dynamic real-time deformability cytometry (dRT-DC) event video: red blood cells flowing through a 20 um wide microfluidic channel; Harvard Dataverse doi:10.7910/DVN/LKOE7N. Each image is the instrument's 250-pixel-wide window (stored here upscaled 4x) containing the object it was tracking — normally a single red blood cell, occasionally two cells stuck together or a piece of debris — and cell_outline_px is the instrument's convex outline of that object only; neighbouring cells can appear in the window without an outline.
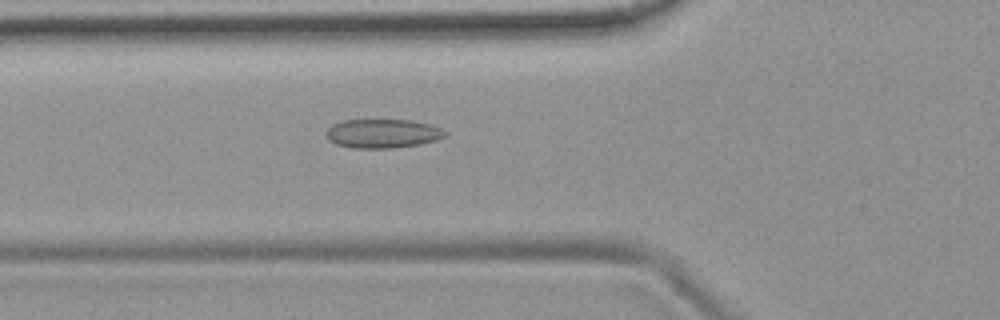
{"species": "common noctule bat (a hibernating species)", "species_latin": "Nyctalus noctula", "temperature_condition": "room temperature", "stored_images_in_passage": 53, "camera_frame_rate_fps": 3000, "um_per_image_px": 0.085, "animal": {"sex": "female", "body_mass_g": 19.9}, "frame": {"image": 1, "passage_image": 19, "time_ms": 6.0, "image_size_px": [1000, 320], "cell_outline_px": [[448, 136], [436, 140], [420, 144], [392, 148], [352, 148], [336, 144], [328, 140], [324, 132], [332, 124], [344, 120], [412, 120], [432, 124], [448, 132]], "centroid_in_image_um": [32.54, 11.35], "position_along_channel_um": 93.3, "area_um2": 20.35}}
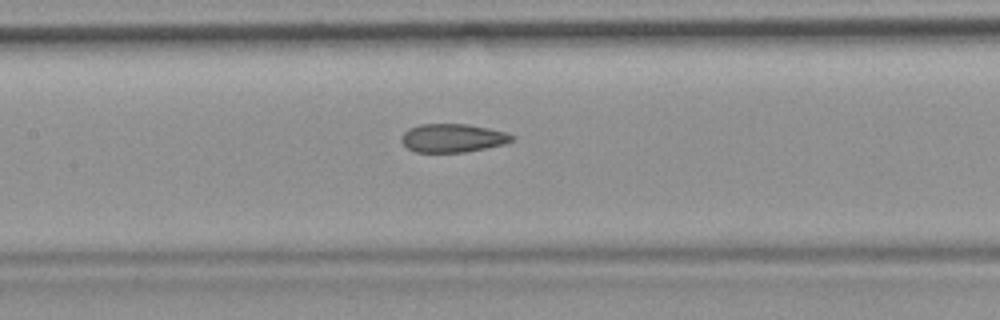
{"frame": {"image": 2, "passage_image": 25, "time_ms": 8.0, "image_size_px": [1000, 320], "cell_outline_px": [[516, 140], [504, 144], [464, 152], [416, 152], [408, 148], [400, 140], [404, 132], [408, 128], [420, 124], [468, 124], [488, 128], [504, 132], [516, 136]], "centroid_in_image_um": [38.49, 11.73], "position_along_channel_um": 168.9, "area_um2": 18.32}}
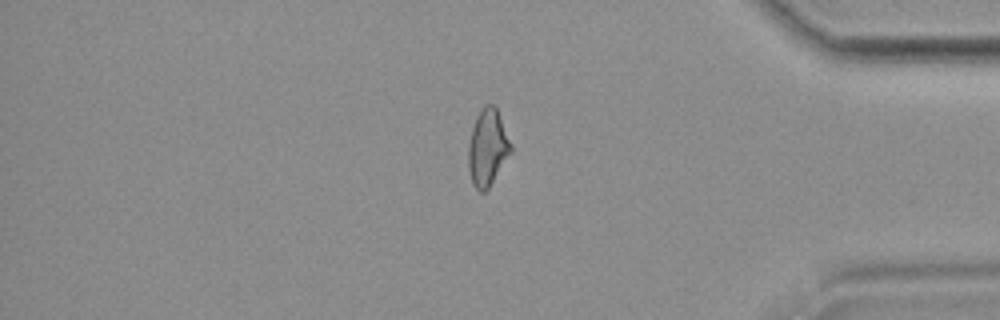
{"frame": {"image": 3, "passage_image": 45, "time_ms": 14.667, "image_size_px": [1000, 320], "cell_outline_px": [[512, 152], [488, 188], [484, 192], [480, 192], [472, 184], [468, 168], [468, 144], [472, 128], [476, 116], [480, 108], [488, 104], [492, 104], [496, 108], [500, 116], [512, 144]], "centroid_in_image_um": [41.44, 12.54], "position_along_channel_um": 393.8, "area_um2": 19.07}, "authors_computed_cell_mechanics": {"area_um2": 19.4786, "velocity_mm_per_s": 3.7639, "shape_relaxation_time_tau1_ms": null, "shape_relaxation_time_tau2_ms": 1.9131, "deformation_change_tau1": null, "deformation_change_tau2": 0.0876}}